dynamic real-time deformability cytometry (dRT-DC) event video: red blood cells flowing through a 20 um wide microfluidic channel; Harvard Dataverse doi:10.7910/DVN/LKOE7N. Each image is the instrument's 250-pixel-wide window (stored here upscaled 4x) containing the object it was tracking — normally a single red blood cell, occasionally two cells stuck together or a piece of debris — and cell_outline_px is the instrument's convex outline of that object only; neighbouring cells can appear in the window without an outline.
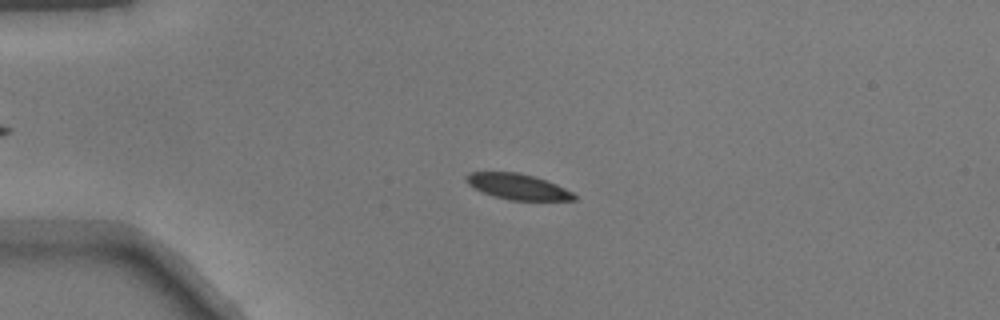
{"species": "common noctule bat (a hibernating species)", "species_latin": "Nyctalus noctula", "temperature_condition": "warm", "stored_images_in_passage": 49, "camera_frame_rate_fps": 3000, "um_per_image_px": 0.085, "animal": {"sex": "male", "body_mass_g": 17.9}, "frame": {"image": 1, "passage_image": 11, "time_ms": 3.333, "image_size_px": [1000, 320], "cell_outline_px": [[576, 200], [508, 200], [492, 196], [468, 184], [464, 180], [464, 176], [468, 172], [516, 172], [532, 176], [556, 184], [572, 192], [576, 196]], "centroid_in_image_um": [43.96, 15.86], "position_along_channel_um": 41.0, "area_um2": 16.01}}
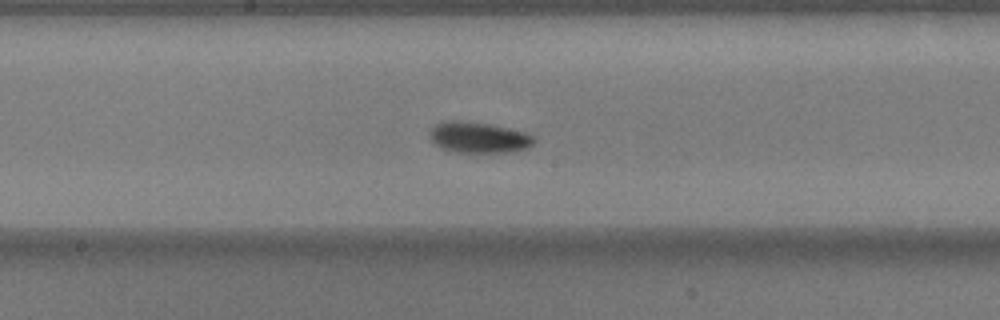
{"frame": {"image": 2, "passage_image": 26, "time_ms": 8.333, "image_size_px": [1000, 320], "cell_outline_px": [[536, 140], [528, 148], [504, 152], [456, 152], [444, 148], [436, 144], [428, 136], [428, 132], [436, 124], [444, 120], [460, 120], [488, 124], [508, 128], [524, 132], [532, 136]], "centroid_in_image_um": [40.65, 11.67], "position_along_channel_um": 207.6, "area_um2": 18.61}}
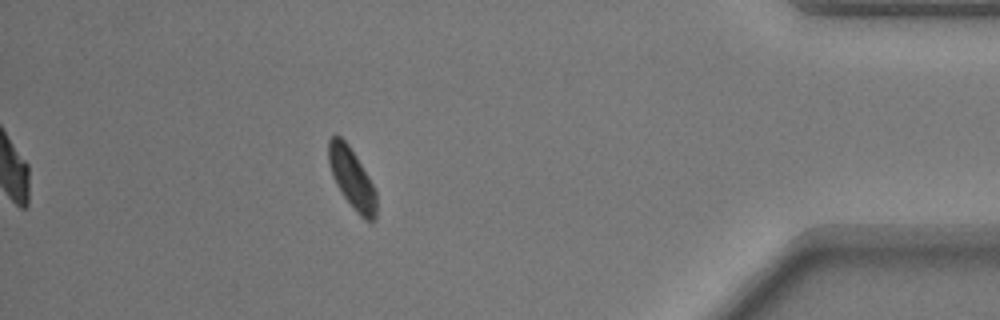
{"frame": {"image": 3, "passage_image": 44, "time_ms": 14.333, "image_size_px": [1000, 320], "cell_outline_px": [[376, 220], [372, 224], [364, 220], [356, 212], [344, 196], [336, 184], [332, 176], [328, 160], [328, 140], [332, 136], [340, 136], [348, 144], [356, 156], [368, 176], [376, 192]], "centroid_in_image_um": [29.92, 15.2], "position_along_channel_um": 405.3, "area_um2": 16.82}}